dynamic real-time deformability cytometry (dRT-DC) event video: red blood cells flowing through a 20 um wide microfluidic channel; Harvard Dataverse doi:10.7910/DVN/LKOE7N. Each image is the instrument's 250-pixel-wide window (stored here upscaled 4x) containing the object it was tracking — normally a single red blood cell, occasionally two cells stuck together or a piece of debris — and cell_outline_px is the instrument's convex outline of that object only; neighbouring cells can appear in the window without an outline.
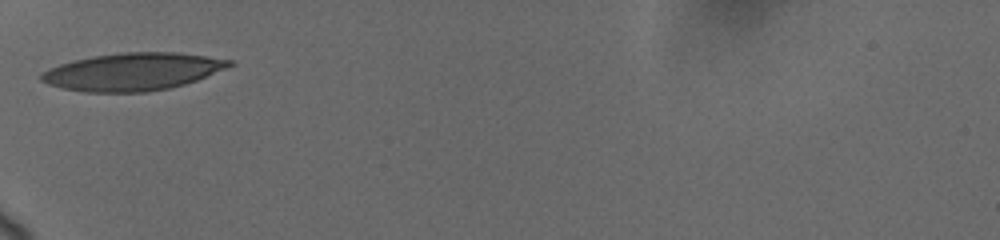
{"species": "human", "species_latin": "Homo sapiens", "temperature_condition": "cold", "stored_images_in_passage": 19, "camera_frame_rate_fps": 3000, "um_per_image_px": 0.085, "donor": {"sex": "female"}, "frame": {"image": 1, "passage_image": 1, "time_ms": 0.0, "image_size_px": [1000, 240], "cell_outline_px": [[236, 64], [196, 80], [184, 84], [168, 88], [148, 92], [84, 92], [60, 88], [48, 84], [40, 80], [40, 76], [48, 68], [60, 64], [92, 56], [120, 52], [176, 52], [232, 60]], "centroid_in_image_um": [11.26, 6.09], "position_along_channel_um": 73.7, "area_um2": 41.04}}
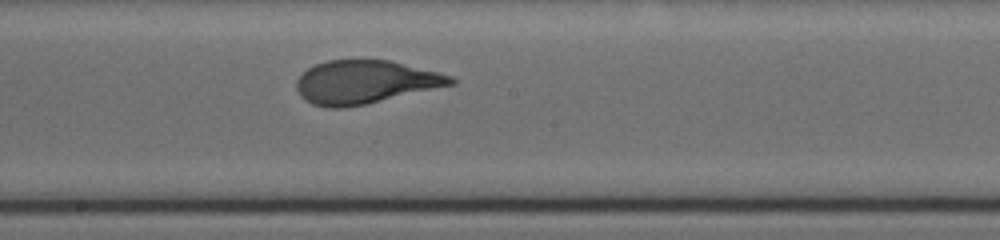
{"frame": {"image": 2, "passage_image": 10, "time_ms": 4.0, "image_size_px": [1000, 240], "cell_outline_px": [[456, 84], [368, 104], [340, 108], [328, 108], [312, 104], [304, 100], [300, 96], [296, 88], [296, 80], [308, 68], [316, 64], [328, 60], [388, 60], [452, 76], [456, 80]], "centroid_in_image_um": [31.02, 6.99], "position_along_channel_um": 217.2, "area_um2": 38.9}}
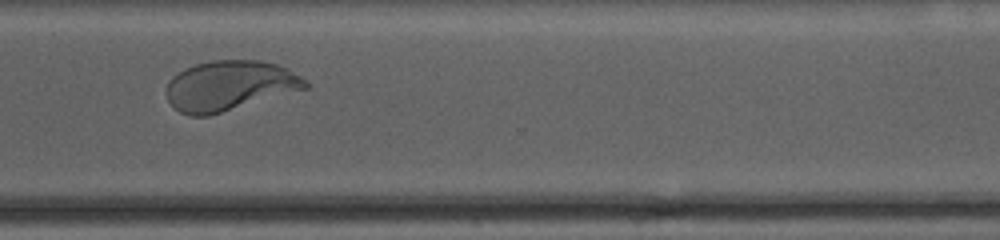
{"frame": {"image": 3, "passage_image": 18, "time_ms": 7.667, "image_size_px": [1000, 240], "cell_outline_px": [[312, 84], [308, 88], [208, 116], [188, 116], [172, 108], [168, 100], [168, 80], [172, 76], [184, 68], [196, 64], [212, 60], [260, 60], [276, 64], [288, 68], [308, 80]], "centroid_in_image_um": [19.53, 7.28], "position_along_channel_um": 351.1, "area_um2": 40.75}, "authors_computed_cell_mechanics": {"area_um2": 39.3618, "velocity_mm_per_s": 3.6656, "shape_relaxation_time_tau1_ms": 5.4843, "shape_relaxation_time_tau2_ms": null, "deformation_change_tau1": 0.2141, "deformation_change_tau2": null}}